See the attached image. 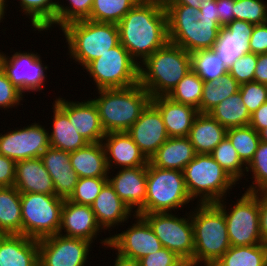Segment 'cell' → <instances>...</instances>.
<instances>
[{
  "instance_id": "52a82bcc",
  "label": "cell",
  "mask_w": 267,
  "mask_h": 266,
  "mask_svg": "<svg viewBox=\"0 0 267 266\" xmlns=\"http://www.w3.org/2000/svg\"><path fill=\"white\" fill-rule=\"evenodd\" d=\"M183 175L190 198L200 204L219 202L237 183L210 154H196Z\"/></svg>"
},
{
  "instance_id": "f907efd6",
  "label": "cell",
  "mask_w": 267,
  "mask_h": 266,
  "mask_svg": "<svg viewBox=\"0 0 267 266\" xmlns=\"http://www.w3.org/2000/svg\"><path fill=\"white\" fill-rule=\"evenodd\" d=\"M248 45L250 52L254 54L267 53V23L254 25Z\"/></svg>"
},
{
  "instance_id": "680465c9",
  "label": "cell",
  "mask_w": 267,
  "mask_h": 266,
  "mask_svg": "<svg viewBox=\"0 0 267 266\" xmlns=\"http://www.w3.org/2000/svg\"><path fill=\"white\" fill-rule=\"evenodd\" d=\"M213 0H163L164 4H183L199 9L201 3Z\"/></svg>"
},
{
  "instance_id": "5b68a950",
  "label": "cell",
  "mask_w": 267,
  "mask_h": 266,
  "mask_svg": "<svg viewBox=\"0 0 267 266\" xmlns=\"http://www.w3.org/2000/svg\"><path fill=\"white\" fill-rule=\"evenodd\" d=\"M169 42L189 53L213 49L222 28L219 21L198 20V9L183 4H164Z\"/></svg>"
},
{
  "instance_id": "836d02e7",
  "label": "cell",
  "mask_w": 267,
  "mask_h": 266,
  "mask_svg": "<svg viewBox=\"0 0 267 266\" xmlns=\"http://www.w3.org/2000/svg\"><path fill=\"white\" fill-rule=\"evenodd\" d=\"M212 266H267V243L231 246Z\"/></svg>"
},
{
  "instance_id": "7a4b0ae2",
  "label": "cell",
  "mask_w": 267,
  "mask_h": 266,
  "mask_svg": "<svg viewBox=\"0 0 267 266\" xmlns=\"http://www.w3.org/2000/svg\"><path fill=\"white\" fill-rule=\"evenodd\" d=\"M190 70L191 53L168 42L139 64V84L151 98L168 96Z\"/></svg>"
},
{
  "instance_id": "be15d7a7",
  "label": "cell",
  "mask_w": 267,
  "mask_h": 266,
  "mask_svg": "<svg viewBox=\"0 0 267 266\" xmlns=\"http://www.w3.org/2000/svg\"><path fill=\"white\" fill-rule=\"evenodd\" d=\"M6 1L7 0H0V6H6L7 7Z\"/></svg>"
},
{
  "instance_id": "d6a6232c",
  "label": "cell",
  "mask_w": 267,
  "mask_h": 266,
  "mask_svg": "<svg viewBox=\"0 0 267 266\" xmlns=\"http://www.w3.org/2000/svg\"><path fill=\"white\" fill-rule=\"evenodd\" d=\"M208 114L227 129L248 126L251 117L239 91L221 101Z\"/></svg>"
},
{
  "instance_id": "7dc6e473",
  "label": "cell",
  "mask_w": 267,
  "mask_h": 266,
  "mask_svg": "<svg viewBox=\"0 0 267 266\" xmlns=\"http://www.w3.org/2000/svg\"><path fill=\"white\" fill-rule=\"evenodd\" d=\"M242 101L250 114L267 102V85L255 81L244 83L239 88Z\"/></svg>"
},
{
  "instance_id": "681fc988",
  "label": "cell",
  "mask_w": 267,
  "mask_h": 266,
  "mask_svg": "<svg viewBox=\"0 0 267 266\" xmlns=\"http://www.w3.org/2000/svg\"><path fill=\"white\" fill-rule=\"evenodd\" d=\"M140 266H185L187 263L176 253L162 247L159 251L148 254L139 261Z\"/></svg>"
},
{
  "instance_id": "83f0119b",
  "label": "cell",
  "mask_w": 267,
  "mask_h": 266,
  "mask_svg": "<svg viewBox=\"0 0 267 266\" xmlns=\"http://www.w3.org/2000/svg\"><path fill=\"white\" fill-rule=\"evenodd\" d=\"M194 146L188 137H169L149 162L163 169H183L195 158Z\"/></svg>"
},
{
  "instance_id": "7c38bea8",
  "label": "cell",
  "mask_w": 267,
  "mask_h": 266,
  "mask_svg": "<svg viewBox=\"0 0 267 266\" xmlns=\"http://www.w3.org/2000/svg\"><path fill=\"white\" fill-rule=\"evenodd\" d=\"M141 215L149 224L163 247L176 253L187 264L193 265L194 236L191 214L187 218L172 212H156Z\"/></svg>"
},
{
  "instance_id": "60d3db41",
  "label": "cell",
  "mask_w": 267,
  "mask_h": 266,
  "mask_svg": "<svg viewBox=\"0 0 267 266\" xmlns=\"http://www.w3.org/2000/svg\"><path fill=\"white\" fill-rule=\"evenodd\" d=\"M210 155L236 182L244 176L246 165L238 157L236 149L227 137L212 150Z\"/></svg>"
},
{
  "instance_id": "5bb4252c",
  "label": "cell",
  "mask_w": 267,
  "mask_h": 266,
  "mask_svg": "<svg viewBox=\"0 0 267 266\" xmlns=\"http://www.w3.org/2000/svg\"><path fill=\"white\" fill-rule=\"evenodd\" d=\"M37 54L19 51L9 57L2 52L0 67L22 93L40 91L45 84V70L48 67L43 65L40 55Z\"/></svg>"
},
{
  "instance_id": "7bdbcfd3",
  "label": "cell",
  "mask_w": 267,
  "mask_h": 266,
  "mask_svg": "<svg viewBox=\"0 0 267 266\" xmlns=\"http://www.w3.org/2000/svg\"><path fill=\"white\" fill-rule=\"evenodd\" d=\"M234 19L253 25L267 23V2L264 0H235Z\"/></svg>"
},
{
  "instance_id": "f546056e",
  "label": "cell",
  "mask_w": 267,
  "mask_h": 266,
  "mask_svg": "<svg viewBox=\"0 0 267 266\" xmlns=\"http://www.w3.org/2000/svg\"><path fill=\"white\" fill-rule=\"evenodd\" d=\"M227 136V128L208 113H199L194 119L188 138L196 154H210Z\"/></svg>"
},
{
  "instance_id": "ba28073f",
  "label": "cell",
  "mask_w": 267,
  "mask_h": 266,
  "mask_svg": "<svg viewBox=\"0 0 267 266\" xmlns=\"http://www.w3.org/2000/svg\"><path fill=\"white\" fill-rule=\"evenodd\" d=\"M190 201L183 171L159 168L148 162L145 204L135 214L171 212Z\"/></svg>"
},
{
  "instance_id": "e575fe53",
  "label": "cell",
  "mask_w": 267,
  "mask_h": 266,
  "mask_svg": "<svg viewBox=\"0 0 267 266\" xmlns=\"http://www.w3.org/2000/svg\"><path fill=\"white\" fill-rule=\"evenodd\" d=\"M239 88L240 84L229 73L217 81H204L200 113H208L221 101L237 93Z\"/></svg>"
},
{
  "instance_id": "6125c7cd",
  "label": "cell",
  "mask_w": 267,
  "mask_h": 266,
  "mask_svg": "<svg viewBox=\"0 0 267 266\" xmlns=\"http://www.w3.org/2000/svg\"><path fill=\"white\" fill-rule=\"evenodd\" d=\"M5 9H6V7L5 6H0V22H2L1 20L3 19V18H5L4 17V15H5Z\"/></svg>"
},
{
  "instance_id": "74e56055",
  "label": "cell",
  "mask_w": 267,
  "mask_h": 266,
  "mask_svg": "<svg viewBox=\"0 0 267 266\" xmlns=\"http://www.w3.org/2000/svg\"><path fill=\"white\" fill-rule=\"evenodd\" d=\"M140 0H94L88 20L118 24Z\"/></svg>"
},
{
  "instance_id": "94428289",
  "label": "cell",
  "mask_w": 267,
  "mask_h": 266,
  "mask_svg": "<svg viewBox=\"0 0 267 266\" xmlns=\"http://www.w3.org/2000/svg\"><path fill=\"white\" fill-rule=\"evenodd\" d=\"M259 136H260V141L267 143V127L263 128L260 132H259Z\"/></svg>"
},
{
  "instance_id": "2e32d148",
  "label": "cell",
  "mask_w": 267,
  "mask_h": 266,
  "mask_svg": "<svg viewBox=\"0 0 267 266\" xmlns=\"http://www.w3.org/2000/svg\"><path fill=\"white\" fill-rule=\"evenodd\" d=\"M49 147V132L36 122L0 134V154L16 162L41 157Z\"/></svg>"
},
{
  "instance_id": "6da1fadb",
  "label": "cell",
  "mask_w": 267,
  "mask_h": 266,
  "mask_svg": "<svg viewBox=\"0 0 267 266\" xmlns=\"http://www.w3.org/2000/svg\"><path fill=\"white\" fill-rule=\"evenodd\" d=\"M117 25L120 43L138 64L169 42L163 0H140Z\"/></svg>"
},
{
  "instance_id": "c3c4849f",
  "label": "cell",
  "mask_w": 267,
  "mask_h": 266,
  "mask_svg": "<svg viewBox=\"0 0 267 266\" xmlns=\"http://www.w3.org/2000/svg\"><path fill=\"white\" fill-rule=\"evenodd\" d=\"M24 94L14 86L0 67V109L13 108L20 105Z\"/></svg>"
},
{
  "instance_id": "484cf974",
  "label": "cell",
  "mask_w": 267,
  "mask_h": 266,
  "mask_svg": "<svg viewBox=\"0 0 267 266\" xmlns=\"http://www.w3.org/2000/svg\"><path fill=\"white\" fill-rule=\"evenodd\" d=\"M38 240L23 234L0 235V266H39Z\"/></svg>"
},
{
  "instance_id": "ac0fdd59",
  "label": "cell",
  "mask_w": 267,
  "mask_h": 266,
  "mask_svg": "<svg viewBox=\"0 0 267 266\" xmlns=\"http://www.w3.org/2000/svg\"><path fill=\"white\" fill-rule=\"evenodd\" d=\"M54 102L68 115L69 121L89 143L102 142L106 133L101 126L98 109L92 99L71 102L59 97Z\"/></svg>"
},
{
  "instance_id": "816d5d0a",
  "label": "cell",
  "mask_w": 267,
  "mask_h": 266,
  "mask_svg": "<svg viewBox=\"0 0 267 266\" xmlns=\"http://www.w3.org/2000/svg\"><path fill=\"white\" fill-rule=\"evenodd\" d=\"M16 161L0 154V187L14 186Z\"/></svg>"
},
{
  "instance_id": "f35d334b",
  "label": "cell",
  "mask_w": 267,
  "mask_h": 266,
  "mask_svg": "<svg viewBox=\"0 0 267 266\" xmlns=\"http://www.w3.org/2000/svg\"><path fill=\"white\" fill-rule=\"evenodd\" d=\"M226 137L236 149L238 157L247 166L260 143L259 133L248 125L228 128Z\"/></svg>"
},
{
  "instance_id": "ee69618b",
  "label": "cell",
  "mask_w": 267,
  "mask_h": 266,
  "mask_svg": "<svg viewBox=\"0 0 267 266\" xmlns=\"http://www.w3.org/2000/svg\"><path fill=\"white\" fill-rule=\"evenodd\" d=\"M107 182L108 178H79L68 200L76 204L91 206Z\"/></svg>"
},
{
  "instance_id": "8d00e7d4",
  "label": "cell",
  "mask_w": 267,
  "mask_h": 266,
  "mask_svg": "<svg viewBox=\"0 0 267 266\" xmlns=\"http://www.w3.org/2000/svg\"><path fill=\"white\" fill-rule=\"evenodd\" d=\"M203 79L192 69L190 70L168 94L172 101L192 106L200 113Z\"/></svg>"
},
{
  "instance_id": "30bf717a",
  "label": "cell",
  "mask_w": 267,
  "mask_h": 266,
  "mask_svg": "<svg viewBox=\"0 0 267 266\" xmlns=\"http://www.w3.org/2000/svg\"><path fill=\"white\" fill-rule=\"evenodd\" d=\"M84 69L95 81L97 90L128 88L139 83V64L121 43L89 62Z\"/></svg>"
},
{
  "instance_id": "91938a15",
  "label": "cell",
  "mask_w": 267,
  "mask_h": 266,
  "mask_svg": "<svg viewBox=\"0 0 267 266\" xmlns=\"http://www.w3.org/2000/svg\"><path fill=\"white\" fill-rule=\"evenodd\" d=\"M117 257L114 260V266H140L139 262L134 259H128L125 257L120 256L119 254L116 255Z\"/></svg>"
},
{
  "instance_id": "b9f144b4",
  "label": "cell",
  "mask_w": 267,
  "mask_h": 266,
  "mask_svg": "<svg viewBox=\"0 0 267 266\" xmlns=\"http://www.w3.org/2000/svg\"><path fill=\"white\" fill-rule=\"evenodd\" d=\"M252 172L254 181L246 190L248 192L267 191V143L260 141L253 159L246 166V172Z\"/></svg>"
},
{
  "instance_id": "44dd1931",
  "label": "cell",
  "mask_w": 267,
  "mask_h": 266,
  "mask_svg": "<svg viewBox=\"0 0 267 266\" xmlns=\"http://www.w3.org/2000/svg\"><path fill=\"white\" fill-rule=\"evenodd\" d=\"M107 167L110 172L113 164L121 168L147 167L149 160L134 143L127 132H110L102 140Z\"/></svg>"
},
{
  "instance_id": "f6af8a7d",
  "label": "cell",
  "mask_w": 267,
  "mask_h": 266,
  "mask_svg": "<svg viewBox=\"0 0 267 266\" xmlns=\"http://www.w3.org/2000/svg\"><path fill=\"white\" fill-rule=\"evenodd\" d=\"M94 0H68L70 6L58 5L56 13V25L60 28L66 24L85 20L90 16Z\"/></svg>"
},
{
  "instance_id": "bcb514c9",
  "label": "cell",
  "mask_w": 267,
  "mask_h": 266,
  "mask_svg": "<svg viewBox=\"0 0 267 266\" xmlns=\"http://www.w3.org/2000/svg\"><path fill=\"white\" fill-rule=\"evenodd\" d=\"M257 65V54L248 52L234 61L228 68V73L241 85L254 81Z\"/></svg>"
},
{
  "instance_id": "d6986e66",
  "label": "cell",
  "mask_w": 267,
  "mask_h": 266,
  "mask_svg": "<svg viewBox=\"0 0 267 266\" xmlns=\"http://www.w3.org/2000/svg\"><path fill=\"white\" fill-rule=\"evenodd\" d=\"M102 228L89 205L64 200L59 233L70 238H80L93 243ZM64 230V233L63 231Z\"/></svg>"
},
{
  "instance_id": "3957f363",
  "label": "cell",
  "mask_w": 267,
  "mask_h": 266,
  "mask_svg": "<svg viewBox=\"0 0 267 266\" xmlns=\"http://www.w3.org/2000/svg\"><path fill=\"white\" fill-rule=\"evenodd\" d=\"M97 106L105 133L127 132L151 102L149 92L139 83L128 88L97 90Z\"/></svg>"
},
{
  "instance_id": "277c9868",
  "label": "cell",
  "mask_w": 267,
  "mask_h": 266,
  "mask_svg": "<svg viewBox=\"0 0 267 266\" xmlns=\"http://www.w3.org/2000/svg\"><path fill=\"white\" fill-rule=\"evenodd\" d=\"M191 213L193 266H212L231 247L223 211L215 204H198Z\"/></svg>"
},
{
  "instance_id": "1f68e13d",
  "label": "cell",
  "mask_w": 267,
  "mask_h": 266,
  "mask_svg": "<svg viewBox=\"0 0 267 266\" xmlns=\"http://www.w3.org/2000/svg\"><path fill=\"white\" fill-rule=\"evenodd\" d=\"M22 234L21 194L14 186L0 187V235Z\"/></svg>"
},
{
  "instance_id": "4fadbf2b",
  "label": "cell",
  "mask_w": 267,
  "mask_h": 266,
  "mask_svg": "<svg viewBox=\"0 0 267 266\" xmlns=\"http://www.w3.org/2000/svg\"><path fill=\"white\" fill-rule=\"evenodd\" d=\"M133 217L137 219L133 226L101 240V244L115 249L116 254L122 257L139 261L146 255L159 251L163 246L141 215L133 214Z\"/></svg>"
},
{
  "instance_id": "d4e9b609",
  "label": "cell",
  "mask_w": 267,
  "mask_h": 266,
  "mask_svg": "<svg viewBox=\"0 0 267 266\" xmlns=\"http://www.w3.org/2000/svg\"><path fill=\"white\" fill-rule=\"evenodd\" d=\"M151 103L159 110L169 137H188L198 109L174 102L167 96L153 97Z\"/></svg>"
},
{
  "instance_id": "603a6c76",
  "label": "cell",
  "mask_w": 267,
  "mask_h": 266,
  "mask_svg": "<svg viewBox=\"0 0 267 266\" xmlns=\"http://www.w3.org/2000/svg\"><path fill=\"white\" fill-rule=\"evenodd\" d=\"M108 182L131 210L137 208L135 213L145 204L147 167L121 168Z\"/></svg>"
},
{
  "instance_id": "8fae6325",
  "label": "cell",
  "mask_w": 267,
  "mask_h": 266,
  "mask_svg": "<svg viewBox=\"0 0 267 266\" xmlns=\"http://www.w3.org/2000/svg\"><path fill=\"white\" fill-rule=\"evenodd\" d=\"M224 198L215 203L224 213L231 246L262 244L259 192L245 191L235 205L226 210Z\"/></svg>"
},
{
  "instance_id": "db71d44e",
  "label": "cell",
  "mask_w": 267,
  "mask_h": 266,
  "mask_svg": "<svg viewBox=\"0 0 267 266\" xmlns=\"http://www.w3.org/2000/svg\"><path fill=\"white\" fill-rule=\"evenodd\" d=\"M196 17L198 20L219 21L216 0L201 3Z\"/></svg>"
},
{
  "instance_id": "9c48e42d",
  "label": "cell",
  "mask_w": 267,
  "mask_h": 266,
  "mask_svg": "<svg viewBox=\"0 0 267 266\" xmlns=\"http://www.w3.org/2000/svg\"><path fill=\"white\" fill-rule=\"evenodd\" d=\"M63 205L56 195L22 193V234L37 240L58 234Z\"/></svg>"
},
{
  "instance_id": "4316f807",
  "label": "cell",
  "mask_w": 267,
  "mask_h": 266,
  "mask_svg": "<svg viewBox=\"0 0 267 266\" xmlns=\"http://www.w3.org/2000/svg\"><path fill=\"white\" fill-rule=\"evenodd\" d=\"M92 211L100 227L105 231L127 221L131 210L116 194L114 188L107 182L100 191L93 204Z\"/></svg>"
},
{
  "instance_id": "9f6ffc18",
  "label": "cell",
  "mask_w": 267,
  "mask_h": 266,
  "mask_svg": "<svg viewBox=\"0 0 267 266\" xmlns=\"http://www.w3.org/2000/svg\"><path fill=\"white\" fill-rule=\"evenodd\" d=\"M260 232L264 243H267V191L259 192Z\"/></svg>"
},
{
  "instance_id": "4dcf8cb0",
  "label": "cell",
  "mask_w": 267,
  "mask_h": 266,
  "mask_svg": "<svg viewBox=\"0 0 267 266\" xmlns=\"http://www.w3.org/2000/svg\"><path fill=\"white\" fill-rule=\"evenodd\" d=\"M53 107V130L49 134L50 146L69 153L85 147L89 142L79 134L73 123L69 121L68 115L56 103Z\"/></svg>"
},
{
  "instance_id": "ffe728a7",
  "label": "cell",
  "mask_w": 267,
  "mask_h": 266,
  "mask_svg": "<svg viewBox=\"0 0 267 266\" xmlns=\"http://www.w3.org/2000/svg\"><path fill=\"white\" fill-rule=\"evenodd\" d=\"M253 28V24L236 19L221 28L213 50L227 68L240 56L250 52L248 44Z\"/></svg>"
},
{
  "instance_id": "cb8c5ba5",
  "label": "cell",
  "mask_w": 267,
  "mask_h": 266,
  "mask_svg": "<svg viewBox=\"0 0 267 266\" xmlns=\"http://www.w3.org/2000/svg\"><path fill=\"white\" fill-rule=\"evenodd\" d=\"M14 187L22 193L56 195L52 177L41 157L16 162Z\"/></svg>"
},
{
  "instance_id": "e0dca14e",
  "label": "cell",
  "mask_w": 267,
  "mask_h": 266,
  "mask_svg": "<svg viewBox=\"0 0 267 266\" xmlns=\"http://www.w3.org/2000/svg\"><path fill=\"white\" fill-rule=\"evenodd\" d=\"M127 133L148 160L169 138L162 116L151 102Z\"/></svg>"
},
{
  "instance_id": "f1b7e54d",
  "label": "cell",
  "mask_w": 267,
  "mask_h": 266,
  "mask_svg": "<svg viewBox=\"0 0 267 266\" xmlns=\"http://www.w3.org/2000/svg\"><path fill=\"white\" fill-rule=\"evenodd\" d=\"M70 162L79 178H108L109 170L102 142L88 143L70 153Z\"/></svg>"
},
{
  "instance_id": "9a60e30c",
  "label": "cell",
  "mask_w": 267,
  "mask_h": 266,
  "mask_svg": "<svg viewBox=\"0 0 267 266\" xmlns=\"http://www.w3.org/2000/svg\"><path fill=\"white\" fill-rule=\"evenodd\" d=\"M91 242L51 235L38 240L39 266H84L88 259Z\"/></svg>"
},
{
  "instance_id": "7402d4cb",
  "label": "cell",
  "mask_w": 267,
  "mask_h": 266,
  "mask_svg": "<svg viewBox=\"0 0 267 266\" xmlns=\"http://www.w3.org/2000/svg\"><path fill=\"white\" fill-rule=\"evenodd\" d=\"M41 159L52 177L56 196L69 199L79 180L71 165L70 153L50 146L42 153Z\"/></svg>"
},
{
  "instance_id": "d590c367",
  "label": "cell",
  "mask_w": 267,
  "mask_h": 266,
  "mask_svg": "<svg viewBox=\"0 0 267 266\" xmlns=\"http://www.w3.org/2000/svg\"><path fill=\"white\" fill-rule=\"evenodd\" d=\"M22 11L30 16L31 26L38 31L49 30L56 26V13L59 0H19Z\"/></svg>"
},
{
  "instance_id": "ab89813d",
  "label": "cell",
  "mask_w": 267,
  "mask_h": 266,
  "mask_svg": "<svg viewBox=\"0 0 267 266\" xmlns=\"http://www.w3.org/2000/svg\"><path fill=\"white\" fill-rule=\"evenodd\" d=\"M192 69L203 81H217L228 73V68L213 49L191 54Z\"/></svg>"
},
{
  "instance_id": "f5cc1de1",
  "label": "cell",
  "mask_w": 267,
  "mask_h": 266,
  "mask_svg": "<svg viewBox=\"0 0 267 266\" xmlns=\"http://www.w3.org/2000/svg\"><path fill=\"white\" fill-rule=\"evenodd\" d=\"M235 0H216L218 19L222 27L234 20Z\"/></svg>"
},
{
  "instance_id": "8992f818",
  "label": "cell",
  "mask_w": 267,
  "mask_h": 266,
  "mask_svg": "<svg viewBox=\"0 0 267 266\" xmlns=\"http://www.w3.org/2000/svg\"><path fill=\"white\" fill-rule=\"evenodd\" d=\"M60 30L64 33L70 57L83 68L120 43L118 25L113 23L85 19L68 23Z\"/></svg>"
},
{
  "instance_id": "6f0895ef",
  "label": "cell",
  "mask_w": 267,
  "mask_h": 266,
  "mask_svg": "<svg viewBox=\"0 0 267 266\" xmlns=\"http://www.w3.org/2000/svg\"><path fill=\"white\" fill-rule=\"evenodd\" d=\"M254 81L267 85V53L257 55Z\"/></svg>"
},
{
  "instance_id": "11a10c76",
  "label": "cell",
  "mask_w": 267,
  "mask_h": 266,
  "mask_svg": "<svg viewBox=\"0 0 267 266\" xmlns=\"http://www.w3.org/2000/svg\"><path fill=\"white\" fill-rule=\"evenodd\" d=\"M249 125L258 133L267 127V102L251 114Z\"/></svg>"
}]
</instances>
